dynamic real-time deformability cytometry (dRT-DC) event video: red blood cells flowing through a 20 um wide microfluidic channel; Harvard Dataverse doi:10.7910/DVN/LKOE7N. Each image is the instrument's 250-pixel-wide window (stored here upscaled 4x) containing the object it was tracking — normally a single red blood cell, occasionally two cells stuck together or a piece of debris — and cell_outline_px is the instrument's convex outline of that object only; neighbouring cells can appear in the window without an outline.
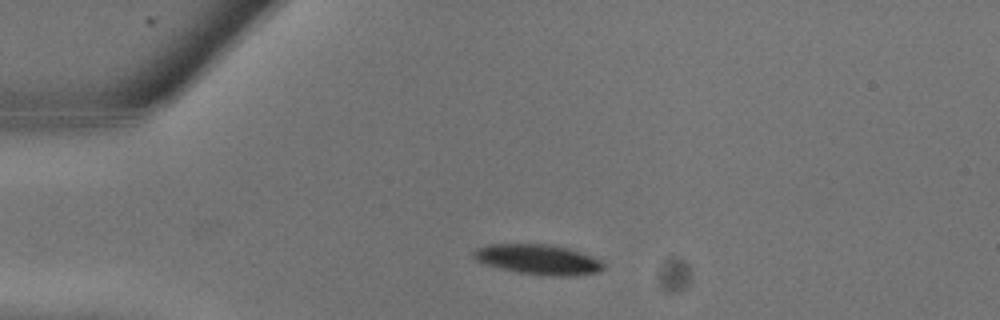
{"species": "common noctule bat (a hibernating species)", "species_latin": "Nyctalus noctula", "temperature_condition": "warm", "stored_images_in_passage": 9, "camera_frame_rate_fps": 3000, "um_per_image_px": 0.085, "animal": {"sex": "male", "body_mass_g": 13.3}, "frame": {"image": 1, "passage_image": 4, "time_ms": 1.0, "image_size_px": [1000, 320], "cell_outline_px": [[604, 268], [600, 272], [568, 276], [548, 276], [516, 272], [500, 268], [476, 260], [472, 256], [472, 252], [476, 248], [488, 244], [544, 244], [568, 248], [604, 260]], "centroid_in_image_um": [45.77, 22.06], "position_along_channel_um": 39.2, "area_um2": 22.83}}
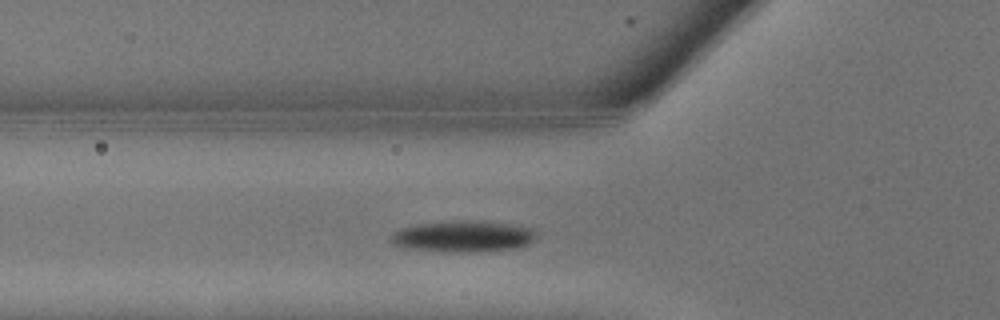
{"frame": {"image": 2, "passage_image": 7, "time_ms": 2.0, "image_size_px": [1000, 320], "cell_outline_px": [[540, 232], [528, 244], [512, 248], [480, 252], [452, 252], [408, 248], [396, 244], [392, 240], [392, 236], [400, 228], [416, 224], [452, 220], [476, 220], [516, 224], [532, 228]], "centroid_in_image_um": [39.45, 20.07], "position_along_channel_um": 86.3, "area_um2": 26.65}}